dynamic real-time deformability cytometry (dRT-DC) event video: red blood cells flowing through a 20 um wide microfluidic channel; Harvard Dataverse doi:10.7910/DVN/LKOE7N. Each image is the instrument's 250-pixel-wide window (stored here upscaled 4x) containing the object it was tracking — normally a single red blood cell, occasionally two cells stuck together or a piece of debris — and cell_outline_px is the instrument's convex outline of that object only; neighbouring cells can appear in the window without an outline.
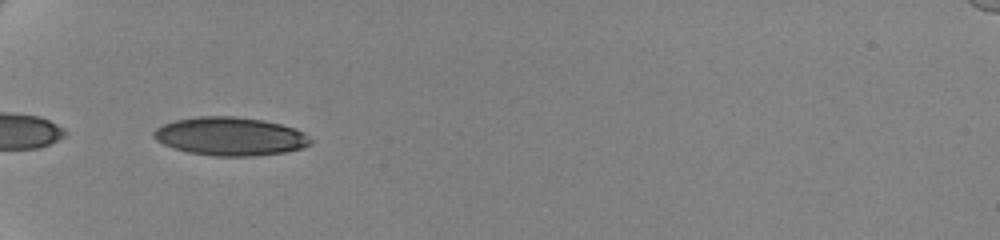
{"species": "human", "species_latin": "Homo sapiens", "temperature_condition": "cold", "stored_images_in_passage": 37, "camera_frame_rate_fps": 3000, "um_per_image_px": 0.085, "donor": {"sex": "female"}, "frame": {"image": 1, "passage_image": 1, "time_ms": 0.0, "image_size_px": [1000, 240], "cell_outline_px": [[312, 144], [304, 148], [284, 152], [256, 156], [212, 156], [188, 152], [164, 144], [156, 140], [152, 136], [152, 132], [156, 128], [164, 124], [176, 120], [196, 116], [232, 116], [264, 120], [280, 124], [304, 132], [312, 140]], "centroid_in_image_um": [19.58, 11.59], "position_along_channel_um": 65.4, "area_um2": 35.14}}
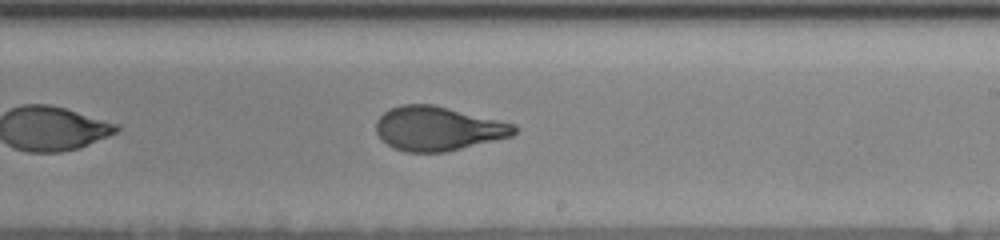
{"frame": {"image": 2, "passage_image": 18, "time_ms": 5.667, "image_size_px": [1000, 240], "cell_outline_px": [[520, 128], [512, 136], [448, 152], [404, 152], [392, 148], [376, 132], [376, 120], [384, 112], [392, 108], [404, 104], [432, 104], [516, 124]], "centroid_in_image_um": [37.25, 10.94], "position_along_channel_um": 251.7, "area_um2": 35.6}}
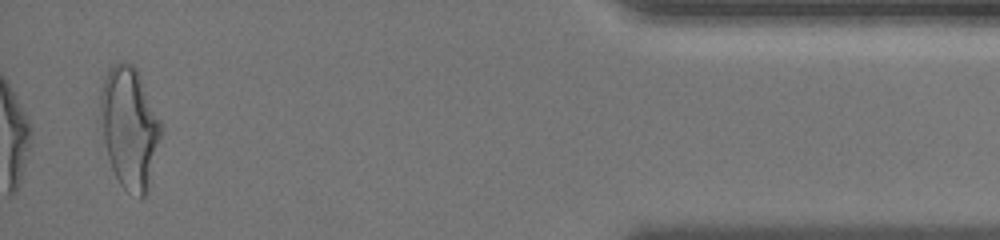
{"frame": {"image": 3, "passage_image": 37, "time_ms": 12.0, "image_size_px": [1000, 240], "cell_outline_px": [[164, 128], [148, 192], [144, 196], [140, 196], [124, 188], [120, 184], [112, 168], [108, 156], [104, 140], [100, 112], [100, 96], [104, 80], [108, 68], [112, 64], [120, 60], [132, 64], [140, 72]], "centroid_in_image_um": [11.05, 10.79], "position_along_channel_um": 424.2, "area_um2": 43.29}, "authors_computed_cell_mechanics": {"area_um2": 36.1828, "velocity_mm_per_s": 3.4962, "shape_relaxation_time_tau1_ms": 4.2678, "shape_relaxation_time_tau2_ms": 0.7419, "deformation_change_tau1": 0.1704, "deformation_change_tau2": 0.072}}